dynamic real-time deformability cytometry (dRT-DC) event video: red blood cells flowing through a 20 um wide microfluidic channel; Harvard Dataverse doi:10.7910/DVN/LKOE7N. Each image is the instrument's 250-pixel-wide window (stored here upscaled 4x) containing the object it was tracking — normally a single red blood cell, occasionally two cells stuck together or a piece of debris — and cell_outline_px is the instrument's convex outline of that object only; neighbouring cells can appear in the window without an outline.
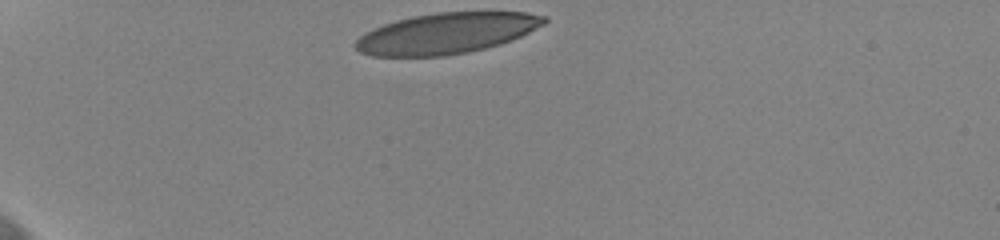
{"species": "human", "species_latin": "Homo sapiens", "temperature_condition": "cold", "stored_images_in_passage": 9, "camera_frame_rate_fps": 3000, "um_per_image_px": 0.085, "donor": {"sex": "female"}, "frame": {"image": 1, "passage_image": 1, "time_ms": 0.0, "image_size_px": [1000, 240], "cell_outline_px": [[548, 20], [544, 24], [512, 40], [500, 44], [468, 52], [444, 56], [372, 56], [360, 52], [352, 44], [364, 32], [372, 28], [396, 20], [436, 12], [528, 12], [548, 16]], "centroid_in_image_um": [37.94, 2.83], "position_along_channel_um": 47.1, "area_um2": 44.91}}